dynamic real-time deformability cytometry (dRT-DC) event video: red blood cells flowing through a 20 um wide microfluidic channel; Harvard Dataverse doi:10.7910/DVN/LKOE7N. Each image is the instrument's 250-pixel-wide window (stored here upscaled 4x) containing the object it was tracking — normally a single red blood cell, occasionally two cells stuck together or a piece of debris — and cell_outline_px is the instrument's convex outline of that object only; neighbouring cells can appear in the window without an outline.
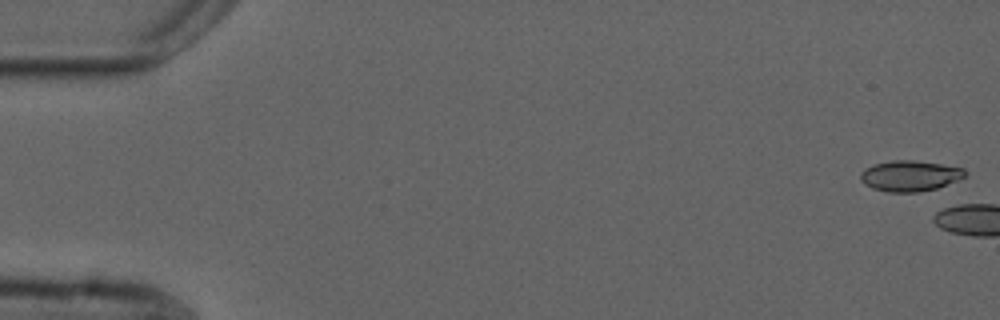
{"species": "common noctule bat (a hibernating species)", "species_latin": "Nyctalus noctula", "temperature_condition": "cold", "stored_images_in_passage": 4, "camera_frame_rate_fps": 3000, "um_per_image_px": 0.085, "animal": {"sex": "male", "forearm_length_mm": 52.5}, "frame": {"image": 1, "passage_image": 1, "time_ms": 0.0, "image_size_px": [1000, 320], "cell_outline_px": [[968, 172], [960, 180], [936, 188], [920, 192], [888, 192], [872, 188], [864, 184], [860, 180], [860, 172], [864, 168], [872, 164], [892, 160], [912, 160], [940, 164], [964, 168]], "centroid_in_image_um": [77.32, 14.94], "position_along_channel_um": 7.7, "area_um2": 18.9}}